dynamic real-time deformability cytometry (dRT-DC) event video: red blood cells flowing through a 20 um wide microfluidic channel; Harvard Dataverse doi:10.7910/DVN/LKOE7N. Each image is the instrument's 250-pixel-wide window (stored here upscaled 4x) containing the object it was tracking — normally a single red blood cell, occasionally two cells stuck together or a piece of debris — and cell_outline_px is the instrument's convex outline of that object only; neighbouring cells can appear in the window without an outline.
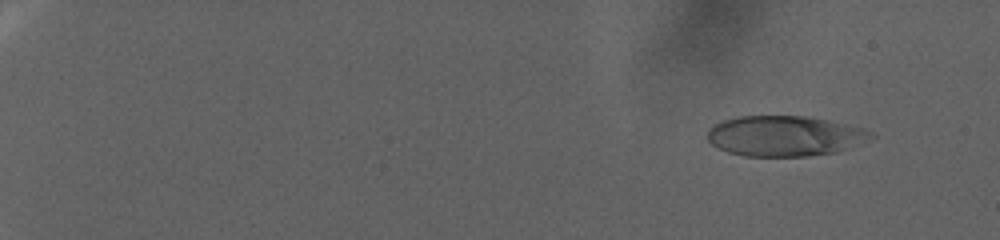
{"species": "human", "species_latin": "Homo sapiens", "temperature_condition": "warm", "stored_images_in_passage": 104, "camera_frame_rate_fps": 3000, "um_per_image_px": 0.085, "donor": {"sex": "female"}, "frame": {"image": 1, "passage_image": 12, "time_ms": 3.667, "image_size_px": [1000, 240], "cell_outline_px": [[876, 136], [836, 152], [808, 156], [744, 156], [728, 152], [716, 148], [708, 140], [708, 128], [724, 120], [736, 116], [808, 116], [828, 120], [864, 128]], "centroid_in_image_um": [66.66, 11.55], "position_along_channel_um": 18.3, "area_um2": 38.38}}
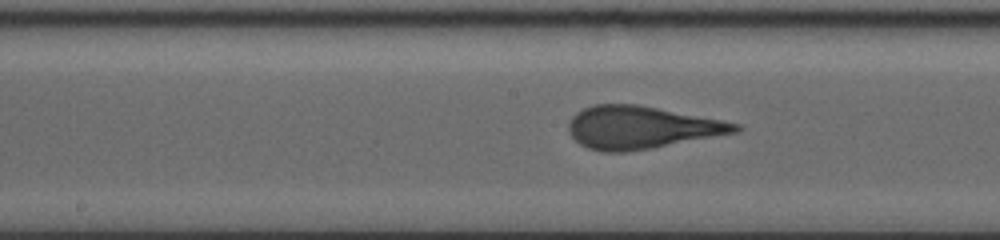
{"frame": {"image": 2, "passage_image": 63, "time_ms": 20.667, "image_size_px": [1000, 240], "cell_outline_px": [[744, 128], [740, 132], [652, 148], [624, 152], [604, 152], [588, 148], [580, 144], [568, 132], [568, 124], [572, 116], [576, 112], [592, 104], [636, 104], [720, 120], [740, 124]], "centroid_in_image_um": [54.5, 10.84], "position_along_channel_um": 193.7, "area_um2": 41.27}}
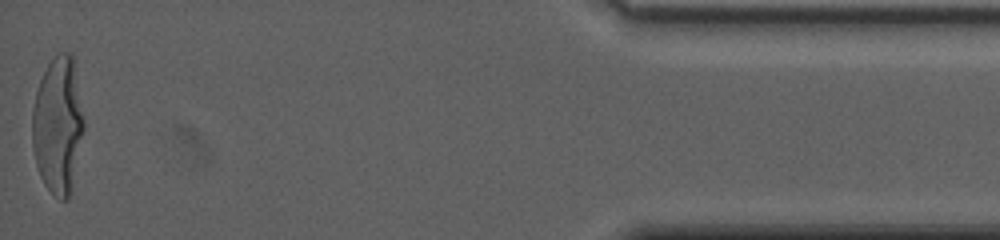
{"frame": {"image": 3, "passage_image": 104, "time_ms": 34.333, "image_size_px": [1000, 240], "cell_outline_px": [[84, 128], [72, 192], [68, 200], [60, 200], [44, 184], [40, 176], [36, 164], [32, 144], [32, 112], [36, 92], [40, 80], [48, 64], [60, 52], [68, 52], [72, 56], [84, 120]], "centroid_in_image_um": [4.92, 10.71], "position_along_channel_um": 430.3, "area_um2": 41.04}}